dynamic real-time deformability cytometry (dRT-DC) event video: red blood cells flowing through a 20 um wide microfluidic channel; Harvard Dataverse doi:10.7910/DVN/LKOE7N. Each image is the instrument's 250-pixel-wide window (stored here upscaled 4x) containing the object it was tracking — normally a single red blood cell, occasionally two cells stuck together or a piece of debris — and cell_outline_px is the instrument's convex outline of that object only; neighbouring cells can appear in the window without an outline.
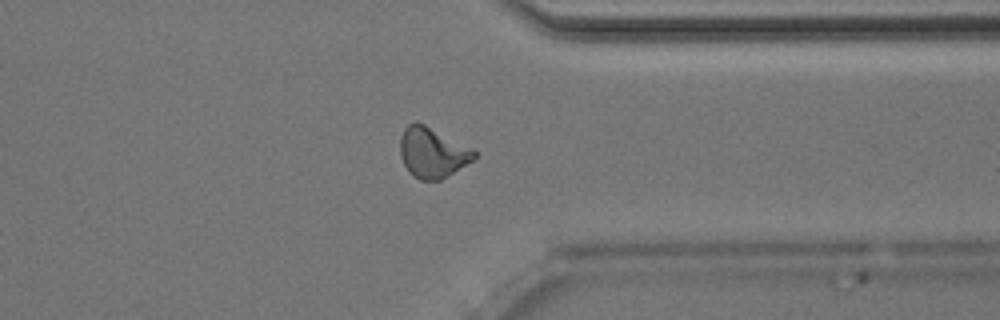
{"species": "Egyptian fruit bat (a non-hibernating species)", "species_latin": "Rousettus aegyptiacus", "temperature_condition": "room temperature", "stored_images_in_passage": 40, "camera_frame_rate_fps": 3000, "um_per_image_px": 0.085, "animal": {"sex": "male"}, "frame": {"image": 1, "passage_image": 29, "time_ms": 9.333, "image_size_px": [1000, 320], "cell_outline_px": [[476, 156], [472, 160], [440, 180], [420, 180], [412, 176], [408, 172], [400, 156], [400, 136], [404, 128], [408, 124], [416, 120], [472, 148], [476, 152]], "centroid_in_image_um": [36.7, 12.96], "position_along_channel_um": 374.7, "area_um2": 21.62}, "authors_computed_cell_mechanics": {"area_um2": 21.2126, "velocity_mm_per_s": 4.0203, "shape_relaxation_time_tau1_ms": 4.094, "shape_relaxation_time_tau2_ms": 2.1403, "deformation_change_tau1": 0.153, "deformation_change_tau2": 0.0884}}